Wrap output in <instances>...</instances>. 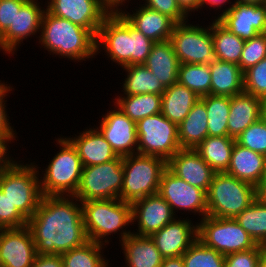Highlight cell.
I'll return each mask as SVG.
<instances>
[{
  "mask_svg": "<svg viewBox=\"0 0 266 267\" xmlns=\"http://www.w3.org/2000/svg\"><path fill=\"white\" fill-rule=\"evenodd\" d=\"M120 13L134 28L155 43L169 41L177 24L169 16L146 6L139 8L133 15L122 11Z\"/></svg>",
  "mask_w": 266,
  "mask_h": 267,
  "instance_id": "cb8c5ba5",
  "label": "cell"
},
{
  "mask_svg": "<svg viewBox=\"0 0 266 267\" xmlns=\"http://www.w3.org/2000/svg\"><path fill=\"white\" fill-rule=\"evenodd\" d=\"M261 118H262V120L264 121V123L266 125V104L263 107Z\"/></svg>",
  "mask_w": 266,
  "mask_h": 267,
  "instance_id": "91938a15",
  "label": "cell"
},
{
  "mask_svg": "<svg viewBox=\"0 0 266 267\" xmlns=\"http://www.w3.org/2000/svg\"><path fill=\"white\" fill-rule=\"evenodd\" d=\"M122 246L128 267H160L163 257L150 236H139L124 231Z\"/></svg>",
  "mask_w": 266,
  "mask_h": 267,
  "instance_id": "d4e9b609",
  "label": "cell"
},
{
  "mask_svg": "<svg viewBox=\"0 0 266 267\" xmlns=\"http://www.w3.org/2000/svg\"><path fill=\"white\" fill-rule=\"evenodd\" d=\"M167 168L192 186L209 189L215 171L201 158L195 149L181 148L168 161Z\"/></svg>",
  "mask_w": 266,
  "mask_h": 267,
  "instance_id": "d6986e66",
  "label": "cell"
},
{
  "mask_svg": "<svg viewBox=\"0 0 266 267\" xmlns=\"http://www.w3.org/2000/svg\"><path fill=\"white\" fill-rule=\"evenodd\" d=\"M14 137L15 136H0V173L3 170L8 169L15 163L13 160L9 161L7 158L5 159L4 157L6 155V150L8 149L6 143Z\"/></svg>",
  "mask_w": 266,
  "mask_h": 267,
  "instance_id": "f907efd6",
  "label": "cell"
},
{
  "mask_svg": "<svg viewBox=\"0 0 266 267\" xmlns=\"http://www.w3.org/2000/svg\"><path fill=\"white\" fill-rule=\"evenodd\" d=\"M145 6L165 14L172 18L176 23H184L186 14L178 6L176 0H145Z\"/></svg>",
  "mask_w": 266,
  "mask_h": 267,
  "instance_id": "bcb514c9",
  "label": "cell"
},
{
  "mask_svg": "<svg viewBox=\"0 0 266 267\" xmlns=\"http://www.w3.org/2000/svg\"><path fill=\"white\" fill-rule=\"evenodd\" d=\"M227 0H200V8L203 6V4L205 3H208V4H211V5H214V6H220V4L222 5V3H225Z\"/></svg>",
  "mask_w": 266,
  "mask_h": 267,
  "instance_id": "9f6ffc18",
  "label": "cell"
},
{
  "mask_svg": "<svg viewBox=\"0 0 266 267\" xmlns=\"http://www.w3.org/2000/svg\"><path fill=\"white\" fill-rule=\"evenodd\" d=\"M235 141L245 148L266 156V125L262 118L251 124Z\"/></svg>",
  "mask_w": 266,
  "mask_h": 267,
  "instance_id": "ab89813d",
  "label": "cell"
},
{
  "mask_svg": "<svg viewBox=\"0 0 266 267\" xmlns=\"http://www.w3.org/2000/svg\"><path fill=\"white\" fill-rule=\"evenodd\" d=\"M198 227L188 220H173L150 237L163 258L178 257L197 240Z\"/></svg>",
  "mask_w": 266,
  "mask_h": 267,
  "instance_id": "ffe728a7",
  "label": "cell"
},
{
  "mask_svg": "<svg viewBox=\"0 0 266 267\" xmlns=\"http://www.w3.org/2000/svg\"><path fill=\"white\" fill-rule=\"evenodd\" d=\"M27 224L28 220L0 190V229L21 228Z\"/></svg>",
  "mask_w": 266,
  "mask_h": 267,
  "instance_id": "f6af8a7d",
  "label": "cell"
},
{
  "mask_svg": "<svg viewBox=\"0 0 266 267\" xmlns=\"http://www.w3.org/2000/svg\"><path fill=\"white\" fill-rule=\"evenodd\" d=\"M239 3H244V4H256V5H261L265 4L266 0H236Z\"/></svg>",
  "mask_w": 266,
  "mask_h": 267,
  "instance_id": "6f0895ef",
  "label": "cell"
},
{
  "mask_svg": "<svg viewBox=\"0 0 266 267\" xmlns=\"http://www.w3.org/2000/svg\"><path fill=\"white\" fill-rule=\"evenodd\" d=\"M45 10H41L35 0H28L19 11H16L14 23L0 36V48L6 52L16 49L22 39L40 30Z\"/></svg>",
  "mask_w": 266,
  "mask_h": 267,
  "instance_id": "44dd1931",
  "label": "cell"
},
{
  "mask_svg": "<svg viewBox=\"0 0 266 267\" xmlns=\"http://www.w3.org/2000/svg\"><path fill=\"white\" fill-rule=\"evenodd\" d=\"M77 137L69 140L77 149L83 167L107 163L118 157L99 129H90Z\"/></svg>",
  "mask_w": 266,
  "mask_h": 267,
  "instance_id": "484cf974",
  "label": "cell"
},
{
  "mask_svg": "<svg viewBox=\"0 0 266 267\" xmlns=\"http://www.w3.org/2000/svg\"><path fill=\"white\" fill-rule=\"evenodd\" d=\"M200 99L207 110L208 136H228L231 97L209 94Z\"/></svg>",
  "mask_w": 266,
  "mask_h": 267,
  "instance_id": "d590c367",
  "label": "cell"
},
{
  "mask_svg": "<svg viewBox=\"0 0 266 267\" xmlns=\"http://www.w3.org/2000/svg\"><path fill=\"white\" fill-rule=\"evenodd\" d=\"M213 47L220 61L239 65L245 40L231 33L217 19L211 25Z\"/></svg>",
  "mask_w": 266,
  "mask_h": 267,
  "instance_id": "836d02e7",
  "label": "cell"
},
{
  "mask_svg": "<svg viewBox=\"0 0 266 267\" xmlns=\"http://www.w3.org/2000/svg\"><path fill=\"white\" fill-rule=\"evenodd\" d=\"M46 10L57 17L90 30L96 37L111 11L101 0H51Z\"/></svg>",
  "mask_w": 266,
  "mask_h": 267,
  "instance_id": "7c38bea8",
  "label": "cell"
},
{
  "mask_svg": "<svg viewBox=\"0 0 266 267\" xmlns=\"http://www.w3.org/2000/svg\"><path fill=\"white\" fill-rule=\"evenodd\" d=\"M36 168L14 163L0 173V190L29 220L38 209L42 192Z\"/></svg>",
  "mask_w": 266,
  "mask_h": 267,
  "instance_id": "52a82bcc",
  "label": "cell"
},
{
  "mask_svg": "<svg viewBox=\"0 0 266 267\" xmlns=\"http://www.w3.org/2000/svg\"><path fill=\"white\" fill-rule=\"evenodd\" d=\"M265 253L266 247L260 244L247 251L230 253L225 255L224 267H256Z\"/></svg>",
  "mask_w": 266,
  "mask_h": 267,
  "instance_id": "ee69618b",
  "label": "cell"
},
{
  "mask_svg": "<svg viewBox=\"0 0 266 267\" xmlns=\"http://www.w3.org/2000/svg\"><path fill=\"white\" fill-rule=\"evenodd\" d=\"M207 136V110L205 103L199 99L178 125V140L181 148L195 149Z\"/></svg>",
  "mask_w": 266,
  "mask_h": 267,
  "instance_id": "f1b7e54d",
  "label": "cell"
},
{
  "mask_svg": "<svg viewBox=\"0 0 266 267\" xmlns=\"http://www.w3.org/2000/svg\"><path fill=\"white\" fill-rule=\"evenodd\" d=\"M101 1L111 12H115L118 11L117 5L119 7L120 6L119 4L120 3L123 4L122 2L125 0H101Z\"/></svg>",
  "mask_w": 266,
  "mask_h": 267,
  "instance_id": "db71d44e",
  "label": "cell"
},
{
  "mask_svg": "<svg viewBox=\"0 0 266 267\" xmlns=\"http://www.w3.org/2000/svg\"><path fill=\"white\" fill-rule=\"evenodd\" d=\"M31 267H63L61 254H37Z\"/></svg>",
  "mask_w": 266,
  "mask_h": 267,
  "instance_id": "681fc988",
  "label": "cell"
},
{
  "mask_svg": "<svg viewBox=\"0 0 266 267\" xmlns=\"http://www.w3.org/2000/svg\"><path fill=\"white\" fill-rule=\"evenodd\" d=\"M234 219L257 244L266 247V197L258 196Z\"/></svg>",
  "mask_w": 266,
  "mask_h": 267,
  "instance_id": "1f68e13d",
  "label": "cell"
},
{
  "mask_svg": "<svg viewBox=\"0 0 266 267\" xmlns=\"http://www.w3.org/2000/svg\"><path fill=\"white\" fill-rule=\"evenodd\" d=\"M61 151L45 170L40 189L43 196L74 195L78 189L83 164L78 151L69 139H58ZM66 192V193H65Z\"/></svg>",
  "mask_w": 266,
  "mask_h": 267,
  "instance_id": "8992f818",
  "label": "cell"
},
{
  "mask_svg": "<svg viewBox=\"0 0 266 267\" xmlns=\"http://www.w3.org/2000/svg\"><path fill=\"white\" fill-rule=\"evenodd\" d=\"M266 57V33L245 40L239 67L244 73Z\"/></svg>",
  "mask_w": 266,
  "mask_h": 267,
  "instance_id": "b9f144b4",
  "label": "cell"
},
{
  "mask_svg": "<svg viewBox=\"0 0 266 267\" xmlns=\"http://www.w3.org/2000/svg\"><path fill=\"white\" fill-rule=\"evenodd\" d=\"M266 102L246 92L231 97L228 136L236 139L251 124L261 118Z\"/></svg>",
  "mask_w": 266,
  "mask_h": 267,
  "instance_id": "603a6c76",
  "label": "cell"
},
{
  "mask_svg": "<svg viewBox=\"0 0 266 267\" xmlns=\"http://www.w3.org/2000/svg\"><path fill=\"white\" fill-rule=\"evenodd\" d=\"M244 92L266 102V57L244 72Z\"/></svg>",
  "mask_w": 266,
  "mask_h": 267,
  "instance_id": "60d3db41",
  "label": "cell"
},
{
  "mask_svg": "<svg viewBox=\"0 0 266 267\" xmlns=\"http://www.w3.org/2000/svg\"><path fill=\"white\" fill-rule=\"evenodd\" d=\"M160 267H184L183 257H170L163 258L162 265Z\"/></svg>",
  "mask_w": 266,
  "mask_h": 267,
  "instance_id": "f5cc1de1",
  "label": "cell"
},
{
  "mask_svg": "<svg viewBox=\"0 0 266 267\" xmlns=\"http://www.w3.org/2000/svg\"><path fill=\"white\" fill-rule=\"evenodd\" d=\"M123 157L99 165L83 167L76 193L78 201L120 199L123 186Z\"/></svg>",
  "mask_w": 266,
  "mask_h": 267,
  "instance_id": "ba28073f",
  "label": "cell"
},
{
  "mask_svg": "<svg viewBox=\"0 0 266 267\" xmlns=\"http://www.w3.org/2000/svg\"><path fill=\"white\" fill-rule=\"evenodd\" d=\"M179 84L192 90L199 98L211 94L210 67L204 64H180Z\"/></svg>",
  "mask_w": 266,
  "mask_h": 267,
  "instance_id": "8d00e7d4",
  "label": "cell"
},
{
  "mask_svg": "<svg viewBox=\"0 0 266 267\" xmlns=\"http://www.w3.org/2000/svg\"><path fill=\"white\" fill-rule=\"evenodd\" d=\"M144 65L165 88L177 83L180 62L170 41L155 43Z\"/></svg>",
  "mask_w": 266,
  "mask_h": 267,
  "instance_id": "4316f807",
  "label": "cell"
},
{
  "mask_svg": "<svg viewBox=\"0 0 266 267\" xmlns=\"http://www.w3.org/2000/svg\"><path fill=\"white\" fill-rule=\"evenodd\" d=\"M258 195L262 197H266V163H265V172L262 179V182L260 183V186L257 188Z\"/></svg>",
  "mask_w": 266,
  "mask_h": 267,
  "instance_id": "11a10c76",
  "label": "cell"
},
{
  "mask_svg": "<svg viewBox=\"0 0 266 267\" xmlns=\"http://www.w3.org/2000/svg\"><path fill=\"white\" fill-rule=\"evenodd\" d=\"M162 96L161 113L177 126L200 99L192 90L178 82L167 87Z\"/></svg>",
  "mask_w": 266,
  "mask_h": 267,
  "instance_id": "83f0119b",
  "label": "cell"
},
{
  "mask_svg": "<svg viewBox=\"0 0 266 267\" xmlns=\"http://www.w3.org/2000/svg\"><path fill=\"white\" fill-rule=\"evenodd\" d=\"M256 267H266V253L263 259L256 265Z\"/></svg>",
  "mask_w": 266,
  "mask_h": 267,
  "instance_id": "680465c9",
  "label": "cell"
},
{
  "mask_svg": "<svg viewBox=\"0 0 266 267\" xmlns=\"http://www.w3.org/2000/svg\"><path fill=\"white\" fill-rule=\"evenodd\" d=\"M36 256L28 226L0 229V267H31Z\"/></svg>",
  "mask_w": 266,
  "mask_h": 267,
  "instance_id": "9a60e30c",
  "label": "cell"
},
{
  "mask_svg": "<svg viewBox=\"0 0 266 267\" xmlns=\"http://www.w3.org/2000/svg\"><path fill=\"white\" fill-rule=\"evenodd\" d=\"M123 68L129 72L123 85L125 95H162L166 90L144 64H135Z\"/></svg>",
  "mask_w": 266,
  "mask_h": 267,
  "instance_id": "d6a6232c",
  "label": "cell"
},
{
  "mask_svg": "<svg viewBox=\"0 0 266 267\" xmlns=\"http://www.w3.org/2000/svg\"><path fill=\"white\" fill-rule=\"evenodd\" d=\"M131 206L132 222L139 219V233L135 235L151 236L175 219L170 205L159 193L140 198Z\"/></svg>",
  "mask_w": 266,
  "mask_h": 267,
  "instance_id": "e0dca14e",
  "label": "cell"
},
{
  "mask_svg": "<svg viewBox=\"0 0 266 267\" xmlns=\"http://www.w3.org/2000/svg\"><path fill=\"white\" fill-rule=\"evenodd\" d=\"M158 193L170 205L172 212L178 208L199 212L202 218L207 216L206 192L180 179L168 168L161 175Z\"/></svg>",
  "mask_w": 266,
  "mask_h": 267,
  "instance_id": "4fadbf2b",
  "label": "cell"
},
{
  "mask_svg": "<svg viewBox=\"0 0 266 267\" xmlns=\"http://www.w3.org/2000/svg\"><path fill=\"white\" fill-rule=\"evenodd\" d=\"M176 2L186 15L190 10L200 8V0H176Z\"/></svg>",
  "mask_w": 266,
  "mask_h": 267,
  "instance_id": "816d5d0a",
  "label": "cell"
},
{
  "mask_svg": "<svg viewBox=\"0 0 266 267\" xmlns=\"http://www.w3.org/2000/svg\"><path fill=\"white\" fill-rule=\"evenodd\" d=\"M186 23H177L169 40L180 64L217 63L219 57L214 51L211 27L204 29Z\"/></svg>",
  "mask_w": 266,
  "mask_h": 267,
  "instance_id": "8fae6325",
  "label": "cell"
},
{
  "mask_svg": "<svg viewBox=\"0 0 266 267\" xmlns=\"http://www.w3.org/2000/svg\"><path fill=\"white\" fill-rule=\"evenodd\" d=\"M3 86H4V83H3V84L0 83V89H1Z\"/></svg>",
  "mask_w": 266,
  "mask_h": 267,
  "instance_id": "94428289",
  "label": "cell"
},
{
  "mask_svg": "<svg viewBox=\"0 0 266 267\" xmlns=\"http://www.w3.org/2000/svg\"><path fill=\"white\" fill-rule=\"evenodd\" d=\"M231 33L243 40L266 33V5L235 2L217 19Z\"/></svg>",
  "mask_w": 266,
  "mask_h": 267,
  "instance_id": "5bb4252c",
  "label": "cell"
},
{
  "mask_svg": "<svg viewBox=\"0 0 266 267\" xmlns=\"http://www.w3.org/2000/svg\"><path fill=\"white\" fill-rule=\"evenodd\" d=\"M8 91H10V87L5 85L0 89V136H14V131L9 125V119H7L5 103L3 104L5 102L3 98Z\"/></svg>",
  "mask_w": 266,
  "mask_h": 267,
  "instance_id": "c3c4849f",
  "label": "cell"
},
{
  "mask_svg": "<svg viewBox=\"0 0 266 267\" xmlns=\"http://www.w3.org/2000/svg\"><path fill=\"white\" fill-rule=\"evenodd\" d=\"M265 163V155L254 152L235 142L230 163L225 172L258 188L264 176Z\"/></svg>",
  "mask_w": 266,
  "mask_h": 267,
  "instance_id": "7402d4cb",
  "label": "cell"
},
{
  "mask_svg": "<svg viewBox=\"0 0 266 267\" xmlns=\"http://www.w3.org/2000/svg\"><path fill=\"white\" fill-rule=\"evenodd\" d=\"M117 107L132 121L161 113L162 96L156 94L127 95L117 98Z\"/></svg>",
  "mask_w": 266,
  "mask_h": 267,
  "instance_id": "e575fe53",
  "label": "cell"
},
{
  "mask_svg": "<svg viewBox=\"0 0 266 267\" xmlns=\"http://www.w3.org/2000/svg\"><path fill=\"white\" fill-rule=\"evenodd\" d=\"M96 40L97 52L100 42L106 47L111 60L122 67L130 66V23L120 11L111 12L104 19Z\"/></svg>",
  "mask_w": 266,
  "mask_h": 267,
  "instance_id": "2e32d148",
  "label": "cell"
},
{
  "mask_svg": "<svg viewBox=\"0 0 266 267\" xmlns=\"http://www.w3.org/2000/svg\"><path fill=\"white\" fill-rule=\"evenodd\" d=\"M209 67L212 95L232 97L244 92V73L238 64L219 60Z\"/></svg>",
  "mask_w": 266,
  "mask_h": 267,
  "instance_id": "f546056e",
  "label": "cell"
},
{
  "mask_svg": "<svg viewBox=\"0 0 266 267\" xmlns=\"http://www.w3.org/2000/svg\"><path fill=\"white\" fill-rule=\"evenodd\" d=\"M138 143L136 151L156 156L166 162L181 149L178 126L162 113L145 117L136 123Z\"/></svg>",
  "mask_w": 266,
  "mask_h": 267,
  "instance_id": "9c48e42d",
  "label": "cell"
},
{
  "mask_svg": "<svg viewBox=\"0 0 266 267\" xmlns=\"http://www.w3.org/2000/svg\"><path fill=\"white\" fill-rule=\"evenodd\" d=\"M99 131L117 156L125 157L134 154L133 147L135 145L137 147L138 143L136 122L119 108L118 111H110L103 117Z\"/></svg>",
  "mask_w": 266,
  "mask_h": 267,
  "instance_id": "ac0fdd59",
  "label": "cell"
},
{
  "mask_svg": "<svg viewBox=\"0 0 266 267\" xmlns=\"http://www.w3.org/2000/svg\"><path fill=\"white\" fill-rule=\"evenodd\" d=\"M28 0H0V36L14 23L16 11Z\"/></svg>",
  "mask_w": 266,
  "mask_h": 267,
  "instance_id": "7dc6e473",
  "label": "cell"
},
{
  "mask_svg": "<svg viewBox=\"0 0 266 267\" xmlns=\"http://www.w3.org/2000/svg\"><path fill=\"white\" fill-rule=\"evenodd\" d=\"M102 245L104 243L89 240L80 247L62 253L63 267H107L108 263L100 254Z\"/></svg>",
  "mask_w": 266,
  "mask_h": 267,
  "instance_id": "74e56055",
  "label": "cell"
},
{
  "mask_svg": "<svg viewBox=\"0 0 266 267\" xmlns=\"http://www.w3.org/2000/svg\"><path fill=\"white\" fill-rule=\"evenodd\" d=\"M123 157L124 179L120 200L132 203L140 198L157 194L167 162L156 156L137 152Z\"/></svg>",
  "mask_w": 266,
  "mask_h": 267,
  "instance_id": "277c9868",
  "label": "cell"
},
{
  "mask_svg": "<svg viewBox=\"0 0 266 267\" xmlns=\"http://www.w3.org/2000/svg\"><path fill=\"white\" fill-rule=\"evenodd\" d=\"M207 195V215L235 218L259 195L257 188L226 172H215Z\"/></svg>",
  "mask_w": 266,
  "mask_h": 267,
  "instance_id": "3957f363",
  "label": "cell"
},
{
  "mask_svg": "<svg viewBox=\"0 0 266 267\" xmlns=\"http://www.w3.org/2000/svg\"><path fill=\"white\" fill-rule=\"evenodd\" d=\"M82 215L88 240L102 244L105 236L132 223L131 203L120 199L83 201Z\"/></svg>",
  "mask_w": 266,
  "mask_h": 267,
  "instance_id": "5b68a950",
  "label": "cell"
},
{
  "mask_svg": "<svg viewBox=\"0 0 266 267\" xmlns=\"http://www.w3.org/2000/svg\"><path fill=\"white\" fill-rule=\"evenodd\" d=\"M235 142V139L229 136H207L195 150L215 172H225Z\"/></svg>",
  "mask_w": 266,
  "mask_h": 267,
  "instance_id": "4dcf8cb0",
  "label": "cell"
},
{
  "mask_svg": "<svg viewBox=\"0 0 266 267\" xmlns=\"http://www.w3.org/2000/svg\"><path fill=\"white\" fill-rule=\"evenodd\" d=\"M40 42L55 54L84 60L97 52V37L88 29L45 11Z\"/></svg>",
  "mask_w": 266,
  "mask_h": 267,
  "instance_id": "7a4b0ae2",
  "label": "cell"
},
{
  "mask_svg": "<svg viewBox=\"0 0 266 267\" xmlns=\"http://www.w3.org/2000/svg\"><path fill=\"white\" fill-rule=\"evenodd\" d=\"M64 195L42 196L38 209L28 220L37 254H62L88 240L82 206Z\"/></svg>",
  "mask_w": 266,
  "mask_h": 267,
  "instance_id": "6da1fadb",
  "label": "cell"
},
{
  "mask_svg": "<svg viewBox=\"0 0 266 267\" xmlns=\"http://www.w3.org/2000/svg\"><path fill=\"white\" fill-rule=\"evenodd\" d=\"M154 44L130 24V65L144 64Z\"/></svg>",
  "mask_w": 266,
  "mask_h": 267,
  "instance_id": "7bdbcfd3",
  "label": "cell"
},
{
  "mask_svg": "<svg viewBox=\"0 0 266 267\" xmlns=\"http://www.w3.org/2000/svg\"><path fill=\"white\" fill-rule=\"evenodd\" d=\"M200 222L197 239L223 255L247 251L258 245L234 218L207 215Z\"/></svg>",
  "mask_w": 266,
  "mask_h": 267,
  "instance_id": "30bf717a",
  "label": "cell"
},
{
  "mask_svg": "<svg viewBox=\"0 0 266 267\" xmlns=\"http://www.w3.org/2000/svg\"><path fill=\"white\" fill-rule=\"evenodd\" d=\"M184 267H224L225 255L197 239L183 254Z\"/></svg>",
  "mask_w": 266,
  "mask_h": 267,
  "instance_id": "f35d334b",
  "label": "cell"
}]
</instances>
